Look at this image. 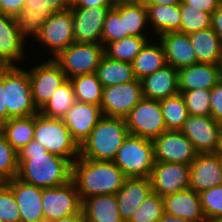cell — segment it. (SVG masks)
Here are the masks:
<instances>
[{"label":"cell","instance_id":"obj_49","mask_svg":"<svg viewBox=\"0 0 222 222\" xmlns=\"http://www.w3.org/2000/svg\"><path fill=\"white\" fill-rule=\"evenodd\" d=\"M211 27L222 43V4L212 13Z\"/></svg>","mask_w":222,"mask_h":222},{"label":"cell","instance_id":"obj_23","mask_svg":"<svg viewBox=\"0 0 222 222\" xmlns=\"http://www.w3.org/2000/svg\"><path fill=\"white\" fill-rule=\"evenodd\" d=\"M152 192L151 181L145 177H126L123 186L116 193L119 214L128 222L133 212Z\"/></svg>","mask_w":222,"mask_h":222},{"label":"cell","instance_id":"obj_32","mask_svg":"<svg viewBox=\"0 0 222 222\" xmlns=\"http://www.w3.org/2000/svg\"><path fill=\"white\" fill-rule=\"evenodd\" d=\"M34 129L35 115L10 118L0 125L6 140L17 152L34 139Z\"/></svg>","mask_w":222,"mask_h":222},{"label":"cell","instance_id":"obj_54","mask_svg":"<svg viewBox=\"0 0 222 222\" xmlns=\"http://www.w3.org/2000/svg\"><path fill=\"white\" fill-rule=\"evenodd\" d=\"M158 222H191V221L164 212L161 219Z\"/></svg>","mask_w":222,"mask_h":222},{"label":"cell","instance_id":"obj_29","mask_svg":"<svg viewBox=\"0 0 222 222\" xmlns=\"http://www.w3.org/2000/svg\"><path fill=\"white\" fill-rule=\"evenodd\" d=\"M145 6L150 32L155 38L168 32L180 31L182 19L179 5L145 4Z\"/></svg>","mask_w":222,"mask_h":222},{"label":"cell","instance_id":"obj_6","mask_svg":"<svg viewBox=\"0 0 222 222\" xmlns=\"http://www.w3.org/2000/svg\"><path fill=\"white\" fill-rule=\"evenodd\" d=\"M113 162L126 177L149 178L155 163L152 140L129 134Z\"/></svg>","mask_w":222,"mask_h":222},{"label":"cell","instance_id":"obj_47","mask_svg":"<svg viewBox=\"0 0 222 222\" xmlns=\"http://www.w3.org/2000/svg\"><path fill=\"white\" fill-rule=\"evenodd\" d=\"M24 5L25 0H0V14L15 17Z\"/></svg>","mask_w":222,"mask_h":222},{"label":"cell","instance_id":"obj_33","mask_svg":"<svg viewBox=\"0 0 222 222\" xmlns=\"http://www.w3.org/2000/svg\"><path fill=\"white\" fill-rule=\"evenodd\" d=\"M113 9L120 15V18H123L124 33L129 36L153 38L152 34L148 32V12L145 4L122 5Z\"/></svg>","mask_w":222,"mask_h":222},{"label":"cell","instance_id":"obj_10","mask_svg":"<svg viewBox=\"0 0 222 222\" xmlns=\"http://www.w3.org/2000/svg\"><path fill=\"white\" fill-rule=\"evenodd\" d=\"M27 71L31 82L33 103L40 111L67 78L52 58L31 66Z\"/></svg>","mask_w":222,"mask_h":222},{"label":"cell","instance_id":"obj_27","mask_svg":"<svg viewBox=\"0 0 222 222\" xmlns=\"http://www.w3.org/2000/svg\"><path fill=\"white\" fill-rule=\"evenodd\" d=\"M86 222H124L119 214L116 194L87 197L82 201Z\"/></svg>","mask_w":222,"mask_h":222},{"label":"cell","instance_id":"obj_9","mask_svg":"<svg viewBox=\"0 0 222 222\" xmlns=\"http://www.w3.org/2000/svg\"><path fill=\"white\" fill-rule=\"evenodd\" d=\"M74 20L71 9L54 12L44 22L40 34L36 37L40 45L48 50V56L54 58L61 50L75 42L73 35Z\"/></svg>","mask_w":222,"mask_h":222},{"label":"cell","instance_id":"obj_16","mask_svg":"<svg viewBox=\"0 0 222 222\" xmlns=\"http://www.w3.org/2000/svg\"><path fill=\"white\" fill-rule=\"evenodd\" d=\"M149 179L152 192L161 197L189 189L190 164L155 161Z\"/></svg>","mask_w":222,"mask_h":222},{"label":"cell","instance_id":"obj_48","mask_svg":"<svg viewBox=\"0 0 222 222\" xmlns=\"http://www.w3.org/2000/svg\"><path fill=\"white\" fill-rule=\"evenodd\" d=\"M7 121V107L4 92V67H0V125Z\"/></svg>","mask_w":222,"mask_h":222},{"label":"cell","instance_id":"obj_26","mask_svg":"<svg viewBox=\"0 0 222 222\" xmlns=\"http://www.w3.org/2000/svg\"><path fill=\"white\" fill-rule=\"evenodd\" d=\"M165 212L191 222L206 220L199 193L186 189L163 197Z\"/></svg>","mask_w":222,"mask_h":222},{"label":"cell","instance_id":"obj_25","mask_svg":"<svg viewBox=\"0 0 222 222\" xmlns=\"http://www.w3.org/2000/svg\"><path fill=\"white\" fill-rule=\"evenodd\" d=\"M140 81L143 98L160 101L179 93L178 69L169 64Z\"/></svg>","mask_w":222,"mask_h":222},{"label":"cell","instance_id":"obj_5","mask_svg":"<svg viewBox=\"0 0 222 222\" xmlns=\"http://www.w3.org/2000/svg\"><path fill=\"white\" fill-rule=\"evenodd\" d=\"M4 92L7 121L10 118L36 115L39 112L33 103L27 69L21 66L4 67Z\"/></svg>","mask_w":222,"mask_h":222},{"label":"cell","instance_id":"obj_2","mask_svg":"<svg viewBox=\"0 0 222 222\" xmlns=\"http://www.w3.org/2000/svg\"><path fill=\"white\" fill-rule=\"evenodd\" d=\"M126 176L113 161H97L79 156L72 164V181L81 201L87 197L116 194Z\"/></svg>","mask_w":222,"mask_h":222},{"label":"cell","instance_id":"obj_31","mask_svg":"<svg viewBox=\"0 0 222 222\" xmlns=\"http://www.w3.org/2000/svg\"><path fill=\"white\" fill-rule=\"evenodd\" d=\"M95 73L103 87L138 80L130 63L112 60L106 55L102 57Z\"/></svg>","mask_w":222,"mask_h":222},{"label":"cell","instance_id":"obj_46","mask_svg":"<svg viewBox=\"0 0 222 222\" xmlns=\"http://www.w3.org/2000/svg\"><path fill=\"white\" fill-rule=\"evenodd\" d=\"M185 4L198 10L212 13L222 4V0H182Z\"/></svg>","mask_w":222,"mask_h":222},{"label":"cell","instance_id":"obj_40","mask_svg":"<svg viewBox=\"0 0 222 222\" xmlns=\"http://www.w3.org/2000/svg\"><path fill=\"white\" fill-rule=\"evenodd\" d=\"M18 173V152L6 140L0 130V179L7 182Z\"/></svg>","mask_w":222,"mask_h":222},{"label":"cell","instance_id":"obj_3","mask_svg":"<svg viewBox=\"0 0 222 222\" xmlns=\"http://www.w3.org/2000/svg\"><path fill=\"white\" fill-rule=\"evenodd\" d=\"M129 135L126 120L103 116L80 146V156L97 161H113Z\"/></svg>","mask_w":222,"mask_h":222},{"label":"cell","instance_id":"obj_20","mask_svg":"<svg viewBox=\"0 0 222 222\" xmlns=\"http://www.w3.org/2000/svg\"><path fill=\"white\" fill-rule=\"evenodd\" d=\"M102 117L100 106L76 101L62 119L73 139L81 146Z\"/></svg>","mask_w":222,"mask_h":222},{"label":"cell","instance_id":"obj_37","mask_svg":"<svg viewBox=\"0 0 222 222\" xmlns=\"http://www.w3.org/2000/svg\"><path fill=\"white\" fill-rule=\"evenodd\" d=\"M166 130L180 131L189 117L184 97L181 93L160 100Z\"/></svg>","mask_w":222,"mask_h":222},{"label":"cell","instance_id":"obj_8","mask_svg":"<svg viewBox=\"0 0 222 222\" xmlns=\"http://www.w3.org/2000/svg\"><path fill=\"white\" fill-rule=\"evenodd\" d=\"M128 133L153 140L166 131L160 102L142 98L125 117Z\"/></svg>","mask_w":222,"mask_h":222},{"label":"cell","instance_id":"obj_1","mask_svg":"<svg viewBox=\"0 0 222 222\" xmlns=\"http://www.w3.org/2000/svg\"><path fill=\"white\" fill-rule=\"evenodd\" d=\"M72 164L33 139L18 152L17 178L41 188L59 187L72 181Z\"/></svg>","mask_w":222,"mask_h":222},{"label":"cell","instance_id":"obj_57","mask_svg":"<svg viewBox=\"0 0 222 222\" xmlns=\"http://www.w3.org/2000/svg\"><path fill=\"white\" fill-rule=\"evenodd\" d=\"M218 153L222 156V132L220 135V144H219Z\"/></svg>","mask_w":222,"mask_h":222},{"label":"cell","instance_id":"obj_45","mask_svg":"<svg viewBox=\"0 0 222 222\" xmlns=\"http://www.w3.org/2000/svg\"><path fill=\"white\" fill-rule=\"evenodd\" d=\"M210 116L222 124V79L211 89Z\"/></svg>","mask_w":222,"mask_h":222},{"label":"cell","instance_id":"obj_28","mask_svg":"<svg viewBox=\"0 0 222 222\" xmlns=\"http://www.w3.org/2000/svg\"><path fill=\"white\" fill-rule=\"evenodd\" d=\"M197 63L222 65V43L212 27L189 34Z\"/></svg>","mask_w":222,"mask_h":222},{"label":"cell","instance_id":"obj_35","mask_svg":"<svg viewBox=\"0 0 222 222\" xmlns=\"http://www.w3.org/2000/svg\"><path fill=\"white\" fill-rule=\"evenodd\" d=\"M75 102L73 85L67 79L39 112L46 117L62 119Z\"/></svg>","mask_w":222,"mask_h":222},{"label":"cell","instance_id":"obj_7","mask_svg":"<svg viewBox=\"0 0 222 222\" xmlns=\"http://www.w3.org/2000/svg\"><path fill=\"white\" fill-rule=\"evenodd\" d=\"M102 43L74 42L52 58L65 73L67 79L95 73L104 56Z\"/></svg>","mask_w":222,"mask_h":222},{"label":"cell","instance_id":"obj_19","mask_svg":"<svg viewBox=\"0 0 222 222\" xmlns=\"http://www.w3.org/2000/svg\"><path fill=\"white\" fill-rule=\"evenodd\" d=\"M27 43L18 32L14 17L0 14V66H20L19 63L26 62Z\"/></svg>","mask_w":222,"mask_h":222},{"label":"cell","instance_id":"obj_21","mask_svg":"<svg viewBox=\"0 0 222 222\" xmlns=\"http://www.w3.org/2000/svg\"><path fill=\"white\" fill-rule=\"evenodd\" d=\"M20 210V222H45L42 206V188L26 183L17 177L5 182Z\"/></svg>","mask_w":222,"mask_h":222},{"label":"cell","instance_id":"obj_11","mask_svg":"<svg viewBox=\"0 0 222 222\" xmlns=\"http://www.w3.org/2000/svg\"><path fill=\"white\" fill-rule=\"evenodd\" d=\"M67 9L63 0H25L23 9L14 17L16 28L25 40L36 39L52 13Z\"/></svg>","mask_w":222,"mask_h":222},{"label":"cell","instance_id":"obj_30","mask_svg":"<svg viewBox=\"0 0 222 222\" xmlns=\"http://www.w3.org/2000/svg\"><path fill=\"white\" fill-rule=\"evenodd\" d=\"M131 65L138 80L166 66L164 49L159 40L157 38L149 40L132 61Z\"/></svg>","mask_w":222,"mask_h":222},{"label":"cell","instance_id":"obj_18","mask_svg":"<svg viewBox=\"0 0 222 222\" xmlns=\"http://www.w3.org/2000/svg\"><path fill=\"white\" fill-rule=\"evenodd\" d=\"M222 184V156L219 153L197 154L190 164L189 189L197 193Z\"/></svg>","mask_w":222,"mask_h":222},{"label":"cell","instance_id":"obj_34","mask_svg":"<svg viewBox=\"0 0 222 222\" xmlns=\"http://www.w3.org/2000/svg\"><path fill=\"white\" fill-rule=\"evenodd\" d=\"M149 40L153 39L148 36H127L124 39L108 43L104 47V54L112 60L131 64Z\"/></svg>","mask_w":222,"mask_h":222},{"label":"cell","instance_id":"obj_53","mask_svg":"<svg viewBox=\"0 0 222 222\" xmlns=\"http://www.w3.org/2000/svg\"><path fill=\"white\" fill-rule=\"evenodd\" d=\"M143 0H109L112 8L122 5H134L142 3Z\"/></svg>","mask_w":222,"mask_h":222},{"label":"cell","instance_id":"obj_44","mask_svg":"<svg viewBox=\"0 0 222 222\" xmlns=\"http://www.w3.org/2000/svg\"><path fill=\"white\" fill-rule=\"evenodd\" d=\"M0 221L20 222V210L11 188L3 182L0 185Z\"/></svg>","mask_w":222,"mask_h":222},{"label":"cell","instance_id":"obj_15","mask_svg":"<svg viewBox=\"0 0 222 222\" xmlns=\"http://www.w3.org/2000/svg\"><path fill=\"white\" fill-rule=\"evenodd\" d=\"M152 142L156 162L191 164L198 154L181 131L166 130Z\"/></svg>","mask_w":222,"mask_h":222},{"label":"cell","instance_id":"obj_39","mask_svg":"<svg viewBox=\"0 0 222 222\" xmlns=\"http://www.w3.org/2000/svg\"><path fill=\"white\" fill-rule=\"evenodd\" d=\"M164 212L163 197L151 192L133 212L128 222H158Z\"/></svg>","mask_w":222,"mask_h":222},{"label":"cell","instance_id":"obj_12","mask_svg":"<svg viewBox=\"0 0 222 222\" xmlns=\"http://www.w3.org/2000/svg\"><path fill=\"white\" fill-rule=\"evenodd\" d=\"M42 206L45 222L82 211V201L73 181L59 187L42 188Z\"/></svg>","mask_w":222,"mask_h":222},{"label":"cell","instance_id":"obj_24","mask_svg":"<svg viewBox=\"0 0 222 222\" xmlns=\"http://www.w3.org/2000/svg\"><path fill=\"white\" fill-rule=\"evenodd\" d=\"M157 37L163 46L166 62L170 66L180 69L197 63L188 34L177 31L168 32Z\"/></svg>","mask_w":222,"mask_h":222},{"label":"cell","instance_id":"obj_42","mask_svg":"<svg viewBox=\"0 0 222 222\" xmlns=\"http://www.w3.org/2000/svg\"><path fill=\"white\" fill-rule=\"evenodd\" d=\"M129 36L124 33L123 18L111 8L104 20L101 43L105 47L108 43H112Z\"/></svg>","mask_w":222,"mask_h":222},{"label":"cell","instance_id":"obj_55","mask_svg":"<svg viewBox=\"0 0 222 222\" xmlns=\"http://www.w3.org/2000/svg\"><path fill=\"white\" fill-rule=\"evenodd\" d=\"M68 9L75 7L79 0H63Z\"/></svg>","mask_w":222,"mask_h":222},{"label":"cell","instance_id":"obj_56","mask_svg":"<svg viewBox=\"0 0 222 222\" xmlns=\"http://www.w3.org/2000/svg\"><path fill=\"white\" fill-rule=\"evenodd\" d=\"M204 222H222V218H210L206 219Z\"/></svg>","mask_w":222,"mask_h":222},{"label":"cell","instance_id":"obj_43","mask_svg":"<svg viewBox=\"0 0 222 222\" xmlns=\"http://www.w3.org/2000/svg\"><path fill=\"white\" fill-rule=\"evenodd\" d=\"M206 219L222 218V184L199 193Z\"/></svg>","mask_w":222,"mask_h":222},{"label":"cell","instance_id":"obj_17","mask_svg":"<svg viewBox=\"0 0 222 222\" xmlns=\"http://www.w3.org/2000/svg\"><path fill=\"white\" fill-rule=\"evenodd\" d=\"M112 7L70 8L73 14L75 42L101 43L102 29Z\"/></svg>","mask_w":222,"mask_h":222},{"label":"cell","instance_id":"obj_22","mask_svg":"<svg viewBox=\"0 0 222 222\" xmlns=\"http://www.w3.org/2000/svg\"><path fill=\"white\" fill-rule=\"evenodd\" d=\"M222 79V66L196 63L178 69V90H211Z\"/></svg>","mask_w":222,"mask_h":222},{"label":"cell","instance_id":"obj_50","mask_svg":"<svg viewBox=\"0 0 222 222\" xmlns=\"http://www.w3.org/2000/svg\"><path fill=\"white\" fill-rule=\"evenodd\" d=\"M111 7L109 0H79L73 8Z\"/></svg>","mask_w":222,"mask_h":222},{"label":"cell","instance_id":"obj_51","mask_svg":"<svg viewBox=\"0 0 222 222\" xmlns=\"http://www.w3.org/2000/svg\"><path fill=\"white\" fill-rule=\"evenodd\" d=\"M50 222H86L83 211Z\"/></svg>","mask_w":222,"mask_h":222},{"label":"cell","instance_id":"obj_4","mask_svg":"<svg viewBox=\"0 0 222 222\" xmlns=\"http://www.w3.org/2000/svg\"><path fill=\"white\" fill-rule=\"evenodd\" d=\"M34 140L48 152L62 156L72 163L80 156V146L73 139L63 119L46 117L38 112L35 115Z\"/></svg>","mask_w":222,"mask_h":222},{"label":"cell","instance_id":"obj_41","mask_svg":"<svg viewBox=\"0 0 222 222\" xmlns=\"http://www.w3.org/2000/svg\"><path fill=\"white\" fill-rule=\"evenodd\" d=\"M179 93L184 97L189 115L210 116L211 90L196 89Z\"/></svg>","mask_w":222,"mask_h":222},{"label":"cell","instance_id":"obj_36","mask_svg":"<svg viewBox=\"0 0 222 222\" xmlns=\"http://www.w3.org/2000/svg\"><path fill=\"white\" fill-rule=\"evenodd\" d=\"M70 81L76 101L100 106L104 87L98 80L96 73L79 75L71 78Z\"/></svg>","mask_w":222,"mask_h":222},{"label":"cell","instance_id":"obj_14","mask_svg":"<svg viewBox=\"0 0 222 222\" xmlns=\"http://www.w3.org/2000/svg\"><path fill=\"white\" fill-rule=\"evenodd\" d=\"M180 131L198 154L218 153L222 124L211 116L189 115Z\"/></svg>","mask_w":222,"mask_h":222},{"label":"cell","instance_id":"obj_38","mask_svg":"<svg viewBox=\"0 0 222 222\" xmlns=\"http://www.w3.org/2000/svg\"><path fill=\"white\" fill-rule=\"evenodd\" d=\"M181 12V33L191 34L211 27L212 15L202 10H198L185 4L183 1L179 4Z\"/></svg>","mask_w":222,"mask_h":222},{"label":"cell","instance_id":"obj_13","mask_svg":"<svg viewBox=\"0 0 222 222\" xmlns=\"http://www.w3.org/2000/svg\"><path fill=\"white\" fill-rule=\"evenodd\" d=\"M142 98L140 80L104 87L100 108L103 116L125 118Z\"/></svg>","mask_w":222,"mask_h":222},{"label":"cell","instance_id":"obj_52","mask_svg":"<svg viewBox=\"0 0 222 222\" xmlns=\"http://www.w3.org/2000/svg\"><path fill=\"white\" fill-rule=\"evenodd\" d=\"M182 0H143V4L155 5H179Z\"/></svg>","mask_w":222,"mask_h":222}]
</instances>
